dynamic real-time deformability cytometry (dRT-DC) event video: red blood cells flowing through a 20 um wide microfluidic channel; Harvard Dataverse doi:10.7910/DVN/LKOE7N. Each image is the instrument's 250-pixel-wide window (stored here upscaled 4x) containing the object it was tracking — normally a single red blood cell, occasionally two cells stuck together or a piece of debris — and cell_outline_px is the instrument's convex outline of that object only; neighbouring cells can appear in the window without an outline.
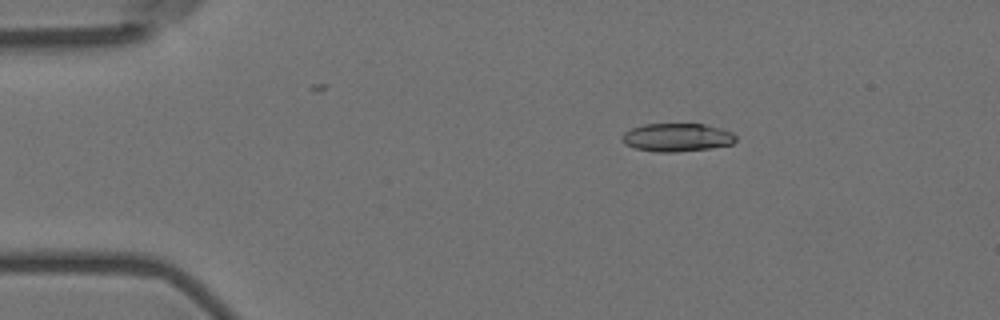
{"species": "Egyptian fruit bat (a non-hibernating species)", "species_latin": "Rousettus aegyptiacus", "temperature_condition": "room temperature", "stored_images_in_passage": 56, "camera_frame_rate_fps": 3000, "um_per_image_px": 0.085, "animal": {"sex": "female"}, "frame": {"image": 1, "passage_image": 10, "time_ms": 3.0, "image_size_px": [1000, 320], "cell_outline_px": [[736, 140], [732, 144], [712, 148], [676, 152], [656, 152], [636, 148], [624, 144], [624, 132], [632, 128], [644, 124], [704, 124], [720, 128], [732, 132], [736, 136]], "centroid_in_image_um": [57.58, 11.68], "position_along_channel_um": 27.4, "area_um2": 18.61}}
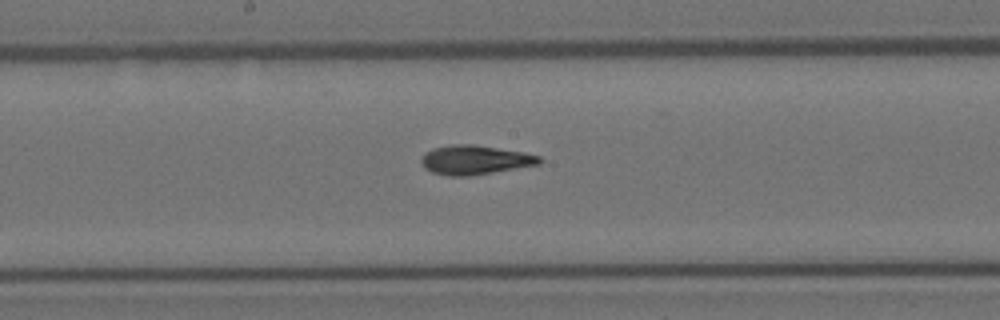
{"frame": {"image": 2, "passage_image": 30, "time_ms": 9.667, "image_size_px": [1000, 320], "cell_outline_px": [[544, 160], [540, 164], [468, 176], [448, 176], [432, 172], [424, 168], [420, 160], [424, 152], [432, 148], [452, 144], [476, 144], [524, 152], [540, 156]], "centroid_in_image_um": [40.35, 13.58], "position_along_channel_um": 207.8, "area_um2": 20.29}}
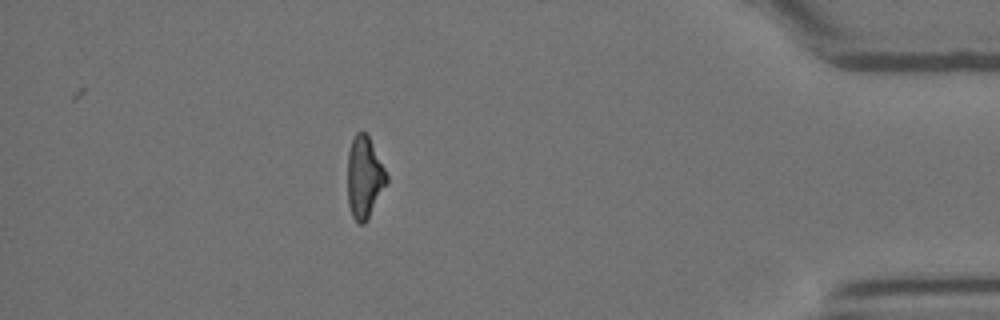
{"frame": {"image": 3, "passage_image": 50, "time_ms": 16.333, "image_size_px": [1000, 320], "cell_outline_px": [[388, 180], [364, 224], [360, 224], [352, 216], [348, 204], [348, 152], [352, 140], [356, 132], [364, 132], [368, 136], [388, 176]], "centroid_in_image_um": [30.95, 15.07], "position_along_channel_um": 404.3, "area_um2": 18.09}, "authors_computed_cell_mechanics": {"area_um2": 19.2474, "velocity_mm_per_s": 3.6302, "shape_relaxation_time_tau1_ms": 8.0954, "shape_relaxation_time_tau2_ms": 3.541, "deformation_change_tau1": 0.2235, "deformation_change_tau2": 0.1338}}